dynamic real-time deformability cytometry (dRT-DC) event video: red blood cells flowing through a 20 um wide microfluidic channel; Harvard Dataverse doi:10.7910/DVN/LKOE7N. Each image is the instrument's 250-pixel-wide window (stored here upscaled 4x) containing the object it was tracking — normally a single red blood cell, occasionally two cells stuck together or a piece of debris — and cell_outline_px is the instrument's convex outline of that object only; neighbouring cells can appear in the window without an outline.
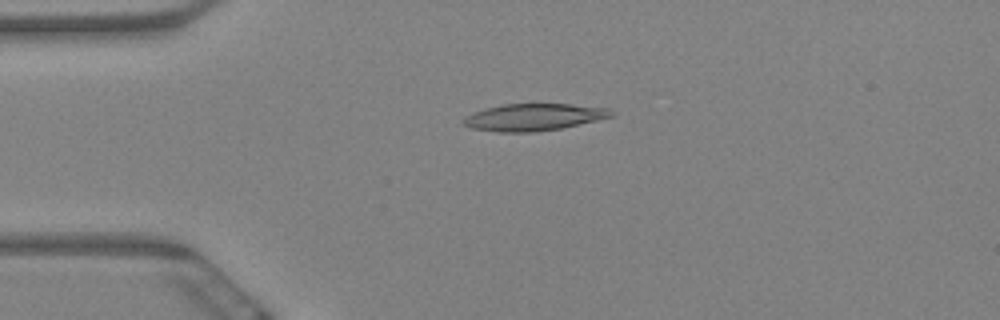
{"species": "Egyptian fruit bat (a non-hibernating species)", "species_latin": "Rousettus aegyptiacus", "temperature_condition": "warm", "stored_images_in_passage": 6, "camera_frame_rate_fps": 3000, "um_per_image_px": 0.085, "animal": {"sex": "female"}, "frame": {"image": 1, "passage_image": 5, "time_ms": 1.333, "image_size_px": [1000, 320], "cell_outline_px": [[616, 116], [560, 128], [532, 132], [496, 132], [472, 128], [464, 124], [460, 120], [464, 116], [488, 108], [504, 104], [568, 104], [608, 108], [616, 112]], "centroid_in_image_um": [45.39, 9.96], "position_along_channel_um": 39.6, "area_um2": 23.18}}